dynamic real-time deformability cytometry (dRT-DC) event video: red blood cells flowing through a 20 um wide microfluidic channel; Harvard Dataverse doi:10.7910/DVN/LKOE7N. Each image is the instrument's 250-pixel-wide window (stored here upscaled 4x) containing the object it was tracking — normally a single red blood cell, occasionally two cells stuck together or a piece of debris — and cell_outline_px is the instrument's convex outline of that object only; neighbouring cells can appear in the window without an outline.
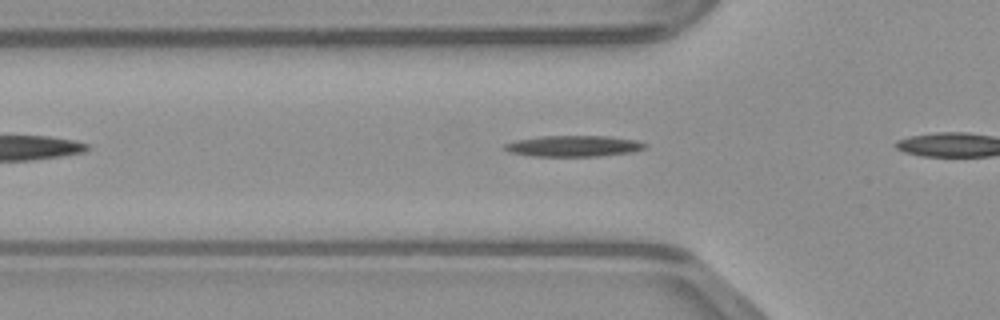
{"species": "common noctule bat (a hibernating species)", "species_latin": "Nyctalus noctula", "temperature_condition": "warm", "stored_images_in_passage": 12, "camera_frame_rate_fps": 3000, "um_per_image_px": 0.085, "animal": {"sex": "male", "body_mass_g": 23.1, "forearm_length_mm": 52.7}, "frame": {"image": 1, "passage_image": 7, "time_ms": 2.0, "image_size_px": [1000, 320], "cell_outline_px": [[648, 144], [644, 148], [632, 152], [600, 156], [536, 156], [508, 152], [504, 148], [504, 144], [516, 140], [540, 136], [612, 136], [636, 140]], "centroid_in_image_um": [48.77, 12.41], "position_along_channel_um": 77.0, "area_um2": 17.22}}
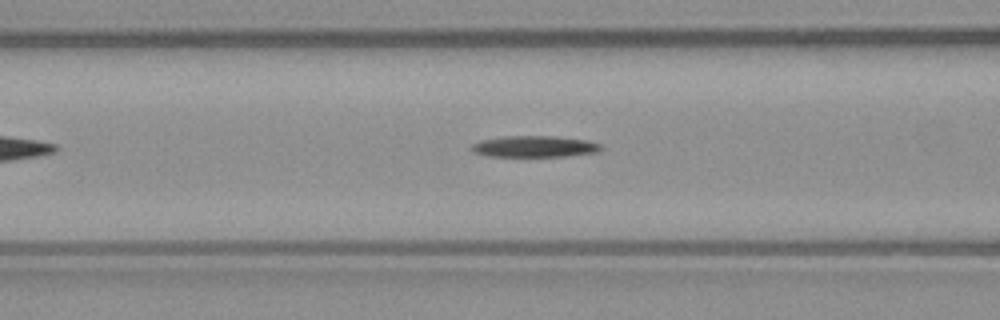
{"frame": {"image": 2, "passage_image": 10, "time_ms": 3.0, "image_size_px": [1000, 320], "cell_outline_px": [[600, 148], [596, 152], [564, 156], [488, 156], [476, 152], [468, 148], [472, 144], [480, 140], [504, 136], [556, 136], [588, 140], [600, 144]], "centroid_in_image_um": [45.39, 12.44], "position_along_channel_um": 121.2, "area_um2": 15.95}}